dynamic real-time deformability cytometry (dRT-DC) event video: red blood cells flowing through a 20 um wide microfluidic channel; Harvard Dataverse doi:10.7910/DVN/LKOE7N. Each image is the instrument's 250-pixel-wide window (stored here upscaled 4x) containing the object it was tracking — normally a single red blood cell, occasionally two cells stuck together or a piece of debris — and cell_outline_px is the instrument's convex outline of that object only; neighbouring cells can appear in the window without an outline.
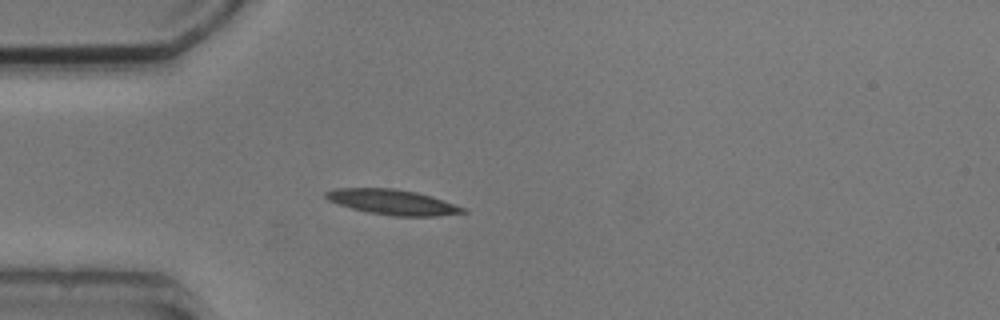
{"species": "common noctule bat (a hibernating species)", "species_latin": "Nyctalus noctula", "temperature_condition": "cold", "stored_images_in_passage": 3, "camera_frame_rate_fps": 3000, "um_per_image_px": 0.085, "animal": {"sex": "male", "body_mass_g": 20.5, "forearm_length_mm": 52.5}, "frame": {"image": 1, "passage_image": 3, "time_ms": 4.0, "image_size_px": [1000, 320], "cell_outline_px": [[468, 212], [436, 216], [392, 216], [368, 212], [352, 208], [328, 200], [324, 196], [324, 192], [336, 188], [392, 188], [416, 192], [468, 208]], "centroid_in_image_um": [33.38, 17.18], "position_along_channel_um": 51.6, "area_um2": 20.0}}